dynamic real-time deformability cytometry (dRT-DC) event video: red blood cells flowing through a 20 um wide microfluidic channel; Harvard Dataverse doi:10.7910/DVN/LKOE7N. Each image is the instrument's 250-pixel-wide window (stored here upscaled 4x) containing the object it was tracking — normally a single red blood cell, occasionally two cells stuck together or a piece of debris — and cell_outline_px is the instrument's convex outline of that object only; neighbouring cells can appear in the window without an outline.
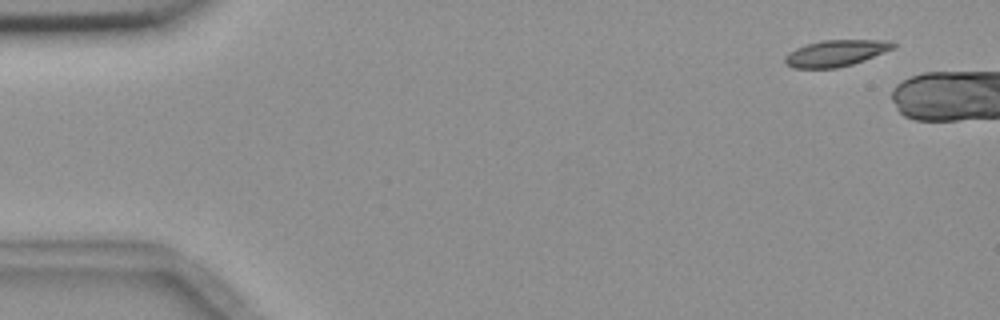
{"species": "common noctule bat (a hibernating species)", "species_latin": "Nyctalus noctula", "temperature_condition": "room temperature", "stored_images_in_passage": 2, "camera_frame_rate_fps": 3000, "um_per_image_px": 0.085, "animal": {"sex": "female", "body_mass_g": 18.4}, "frame": {"image": 1, "passage_image": 1, "time_ms": 0.0, "image_size_px": [1000, 320], "cell_outline_px": [[896, 48], [864, 60], [852, 64], [836, 68], [792, 68], [784, 64], [784, 56], [788, 52], [796, 48], [808, 44], [824, 40], [892, 40], [896, 44]], "centroid_in_image_um": [71.05, 4.52], "position_along_channel_um": 14.0, "area_um2": 16.76}}